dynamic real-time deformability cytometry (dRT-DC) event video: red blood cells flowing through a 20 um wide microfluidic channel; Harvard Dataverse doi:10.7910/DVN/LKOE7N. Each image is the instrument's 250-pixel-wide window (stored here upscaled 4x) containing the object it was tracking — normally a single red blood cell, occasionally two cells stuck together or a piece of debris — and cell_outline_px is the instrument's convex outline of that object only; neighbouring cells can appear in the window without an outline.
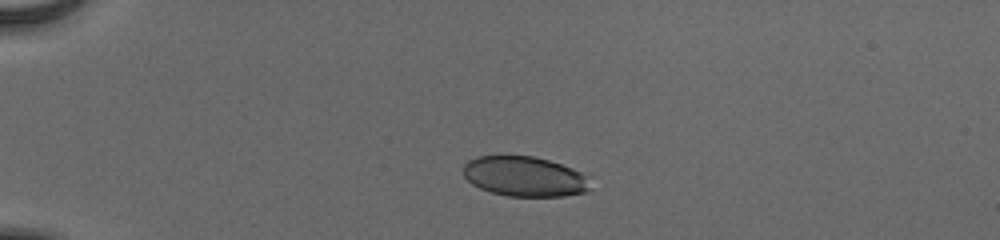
{"species": "human", "species_latin": "Homo sapiens", "temperature_condition": "cold", "stored_images_in_passage": 41, "camera_frame_rate_fps": 3000, "um_per_image_px": 0.085, "donor": {"sex": "male"}, "frame": {"image": 1, "passage_image": 1, "time_ms": 0.0, "image_size_px": [1000, 240], "cell_outline_px": [[592, 188], [584, 192], [564, 196], [508, 196], [492, 192], [480, 188], [472, 184], [464, 176], [464, 164], [468, 160], [476, 156], [532, 156], [548, 160], [572, 168], [588, 176]], "centroid_in_image_um": [44.6, 15.0], "position_along_channel_um": 40.4, "area_um2": 29.59}}
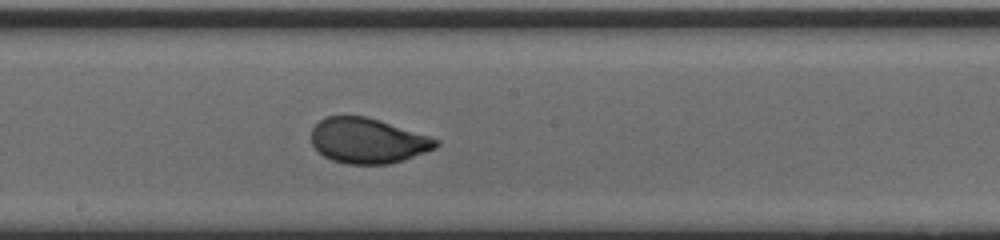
{"frame": {"image": 2, "passage_image": 19, "time_ms": 6.0, "image_size_px": [1000, 240], "cell_outline_px": [[440, 144], [436, 148], [404, 160], [388, 164], [348, 164], [332, 160], [324, 156], [312, 144], [312, 128], [320, 120], [328, 116], [368, 116], [440, 140]], "centroid_in_image_um": [31.27, 11.96], "position_along_channel_um": 216.9, "area_um2": 32.71}}
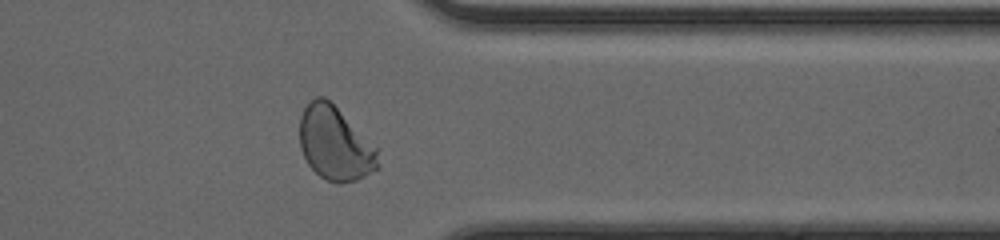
{"frame": {"image": 3, "passage_image": 32, "time_ms": 10.333, "image_size_px": [1000, 240], "cell_outline_px": [[380, 168], [356, 180], [340, 184], [328, 180], [320, 176], [308, 164], [300, 148], [300, 116], [304, 108], [316, 96], [324, 96], [376, 148]], "centroid_in_image_um": [28.45, 12.24], "position_along_channel_um": 382.9, "area_um2": 33.0}, "authors_computed_cell_mechanics": {"area_um2": 32.946, "velocity_mm_per_s": 3.8855, "shape_relaxation_time_tau1_ms": 3.1067, "shape_relaxation_time_tau2_ms": null, "deformation_change_tau1": 0.1348, "deformation_change_tau2": null}}